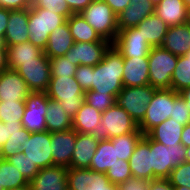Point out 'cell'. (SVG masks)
<instances>
[{
    "label": "cell",
    "mask_w": 190,
    "mask_h": 190,
    "mask_svg": "<svg viewBox=\"0 0 190 190\" xmlns=\"http://www.w3.org/2000/svg\"><path fill=\"white\" fill-rule=\"evenodd\" d=\"M51 150V133L47 130L30 133L29 138L21 146V152L39 169L53 166Z\"/></svg>",
    "instance_id": "cell-12"
},
{
    "label": "cell",
    "mask_w": 190,
    "mask_h": 190,
    "mask_svg": "<svg viewBox=\"0 0 190 190\" xmlns=\"http://www.w3.org/2000/svg\"><path fill=\"white\" fill-rule=\"evenodd\" d=\"M12 190H31V187H30V185H26V186H23V187H20V188L12 189Z\"/></svg>",
    "instance_id": "cell-59"
},
{
    "label": "cell",
    "mask_w": 190,
    "mask_h": 190,
    "mask_svg": "<svg viewBox=\"0 0 190 190\" xmlns=\"http://www.w3.org/2000/svg\"><path fill=\"white\" fill-rule=\"evenodd\" d=\"M149 190H175L168 179L157 178L149 182Z\"/></svg>",
    "instance_id": "cell-51"
},
{
    "label": "cell",
    "mask_w": 190,
    "mask_h": 190,
    "mask_svg": "<svg viewBox=\"0 0 190 190\" xmlns=\"http://www.w3.org/2000/svg\"><path fill=\"white\" fill-rule=\"evenodd\" d=\"M31 92H46L51 78L50 59L43 53L37 61L22 62L16 69Z\"/></svg>",
    "instance_id": "cell-10"
},
{
    "label": "cell",
    "mask_w": 190,
    "mask_h": 190,
    "mask_svg": "<svg viewBox=\"0 0 190 190\" xmlns=\"http://www.w3.org/2000/svg\"><path fill=\"white\" fill-rule=\"evenodd\" d=\"M181 144L184 147L190 146V123L184 126V129L181 133Z\"/></svg>",
    "instance_id": "cell-54"
},
{
    "label": "cell",
    "mask_w": 190,
    "mask_h": 190,
    "mask_svg": "<svg viewBox=\"0 0 190 190\" xmlns=\"http://www.w3.org/2000/svg\"><path fill=\"white\" fill-rule=\"evenodd\" d=\"M106 176L113 184L118 185L122 182H126L132 177L129 161L118 159L117 163H115L108 169V171L106 172Z\"/></svg>",
    "instance_id": "cell-42"
},
{
    "label": "cell",
    "mask_w": 190,
    "mask_h": 190,
    "mask_svg": "<svg viewBox=\"0 0 190 190\" xmlns=\"http://www.w3.org/2000/svg\"><path fill=\"white\" fill-rule=\"evenodd\" d=\"M67 186L69 190H112L106 173L89 168H68Z\"/></svg>",
    "instance_id": "cell-13"
},
{
    "label": "cell",
    "mask_w": 190,
    "mask_h": 190,
    "mask_svg": "<svg viewBox=\"0 0 190 190\" xmlns=\"http://www.w3.org/2000/svg\"><path fill=\"white\" fill-rule=\"evenodd\" d=\"M112 45L121 53L123 58L148 57L152 48L136 27L118 31Z\"/></svg>",
    "instance_id": "cell-14"
},
{
    "label": "cell",
    "mask_w": 190,
    "mask_h": 190,
    "mask_svg": "<svg viewBox=\"0 0 190 190\" xmlns=\"http://www.w3.org/2000/svg\"><path fill=\"white\" fill-rule=\"evenodd\" d=\"M66 21L67 19L60 14H55L44 8L30 7L28 21L29 41L44 51L50 33Z\"/></svg>",
    "instance_id": "cell-3"
},
{
    "label": "cell",
    "mask_w": 190,
    "mask_h": 190,
    "mask_svg": "<svg viewBox=\"0 0 190 190\" xmlns=\"http://www.w3.org/2000/svg\"><path fill=\"white\" fill-rule=\"evenodd\" d=\"M25 101L0 102V121L3 123H16L22 121Z\"/></svg>",
    "instance_id": "cell-38"
},
{
    "label": "cell",
    "mask_w": 190,
    "mask_h": 190,
    "mask_svg": "<svg viewBox=\"0 0 190 190\" xmlns=\"http://www.w3.org/2000/svg\"><path fill=\"white\" fill-rule=\"evenodd\" d=\"M68 168L64 166H49L40 169L29 181L31 190H66Z\"/></svg>",
    "instance_id": "cell-18"
},
{
    "label": "cell",
    "mask_w": 190,
    "mask_h": 190,
    "mask_svg": "<svg viewBox=\"0 0 190 190\" xmlns=\"http://www.w3.org/2000/svg\"><path fill=\"white\" fill-rule=\"evenodd\" d=\"M8 69L7 49H0V73Z\"/></svg>",
    "instance_id": "cell-55"
},
{
    "label": "cell",
    "mask_w": 190,
    "mask_h": 190,
    "mask_svg": "<svg viewBox=\"0 0 190 190\" xmlns=\"http://www.w3.org/2000/svg\"><path fill=\"white\" fill-rule=\"evenodd\" d=\"M7 160L21 172L28 182L40 171L39 167L35 163H32L27 158V155H24L21 151L14 156L8 157Z\"/></svg>",
    "instance_id": "cell-39"
},
{
    "label": "cell",
    "mask_w": 190,
    "mask_h": 190,
    "mask_svg": "<svg viewBox=\"0 0 190 190\" xmlns=\"http://www.w3.org/2000/svg\"><path fill=\"white\" fill-rule=\"evenodd\" d=\"M185 56L187 57L188 60H190V50L187 52Z\"/></svg>",
    "instance_id": "cell-64"
},
{
    "label": "cell",
    "mask_w": 190,
    "mask_h": 190,
    "mask_svg": "<svg viewBox=\"0 0 190 190\" xmlns=\"http://www.w3.org/2000/svg\"><path fill=\"white\" fill-rule=\"evenodd\" d=\"M117 160L116 145H113L110 139L101 137L89 169L106 173L111 166L117 163Z\"/></svg>",
    "instance_id": "cell-31"
},
{
    "label": "cell",
    "mask_w": 190,
    "mask_h": 190,
    "mask_svg": "<svg viewBox=\"0 0 190 190\" xmlns=\"http://www.w3.org/2000/svg\"><path fill=\"white\" fill-rule=\"evenodd\" d=\"M173 186H185L190 188V163L183 162L175 167L167 178Z\"/></svg>",
    "instance_id": "cell-45"
},
{
    "label": "cell",
    "mask_w": 190,
    "mask_h": 190,
    "mask_svg": "<svg viewBox=\"0 0 190 190\" xmlns=\"http://www.w3.org/2000/svg\"><path fill=\"white\" fill-rule=\"evenodd\" d=\"M183 129L184 125L176 122L173 118H168L154 127L147 135L165 146H176V144H181Z\"/></svg>",
    "instance_id": "cell-30"
},
{
    "label": "cell",
    "mask_w": 190,
    "mask_h": 190,
    "mask_svg": "<svg viewBox=\"0 0 190 190\" xmlns=\"http://www.w3.org/2000/svg\"><path fill=\"white\" fill-rule=\"evenodd\" d=\"M80 15L103 38L113 43L118 34L117 15L103 0H93Z\"/></svg>",
    "instance_id": "cell-4"
},
{
    "label": "cell",
    "mask_w": 190,
    "mask_h": 190,
    "mask_svg": "<svg viewBox=\"0 0 190 190\" xmlns=\"http://www.w3.org/2000/svg\"><path fill=\"white\" fill-rule=\"evenodd\" d=\"M23 125L21 121H16V123H3L0 121V148L8 140L11 134L18 132L22 129Z\"/></svg>",
    "instance_id": "cell-47"
},
{
    "label": "cell",
    "mask_w": 190,
    "mask_h": 190,
    "mask_svg": "<svg viewBox=\"0 0 190 190\" xmlns=\"http://www.w3.org/2000/svg\"><path fill=\"white\" fill-rule=\"evenodd\" d=\"M29 185L21 172L7 159L0 158V186L5 190H12Z\"/></svg>",
    "instance_id": "cell-34"
},
{
    "label": "cell",
    "mask_w": 190,
    "mask_h": 190,
    "mask_svg": "<svg viewBox=\"0 0 190 190\" xmlns=\"http://www.w3.org/2000/svg\"><path fill=\"white\" fill-rule=\"evenodd\" d=\"M178 56L163 47H152L148 54L149 84L155 89L171 88V77L177 66Z\"/></svg>",
    "instance_id": "cell-5"
},
{
    "label": "cell",
    "mask_w": 190,
    "mask_h": 190,
    "mask_svg": "<svg viewBox=\"0 0 190 190\" xmlns=\"http://www.w3.org/2000/svg\"><path fill=\"white\" fill-rule=\"evenodd\" d=\"M175 190H190V188L185 186H174Z\"/></svg>",
    "instance_id": "cell-60"
},
{
    "label": "cell",
    "mask_w": 190,
    "mask_h": 190,
    "mask_svg": "<svg viewBox=\"0 0 190 190\" xmlns=\"http://www.w3.org/2000/svg\"><path fill=\"white\" fill-rule=\"evenodd\" d=\"M29 8L10 10L9 21L5 31V43L9 47L29 41Z\"/></svg>",
    "instance_id": "cell-21"
},
{
    "label": "cell",
    "mask_w": 190,
    "mask_h": 190,
    "mask_svg": "<svg viewBox=\"0 0 190 190\" xmlns=\"http://www.w3.org/2000/svg\"><path fill=\"white\" fill-rule=\"evenodd\" d=\"M123 59V87H138L149 85L148 57Z\"/></svg>",
    "instance_id": "cell-24"
},
{
    "label": "cell",
    "mask_w": 190,
    "mask_h": 190,
    "mask_svg": "<svg viewBox=\"0 0 190 190\" xmlns=\"http://www.w3.org/2000/svg\"><path fill=\"white\" fill-rule=\"evenodd\" d=\"M149 180L131 177L126 182L118 184L119 190H149Z\"/></svg>",
    "instance_id": "cell-48"
},
{
    "label": "cell",
    "mask_w": 190,
    "mask_h": 190,
    "mask_svg": "<svg viewBox=\"0 0 190 190\" xmlns=\"http://www.w3.org/2000/svg\"><path fill=\"white\" fill-rule=\"evenodd\" d=\"M76 68L77 66L65 56L50 59L51 77H75Z\"/></svg>",
    "instance_id": "cell-41"
},
{
    "label": "cell",
    "mask_w": 190,
    "mask_h": 190,
    "mask_svg": "<svg viewBox=\"0 0 190 190\" xmlns=\"http://www.w3.org/2000/svg\"><path fill=\"white\" fill-rule=\"evenodd\" d=\"M187 9L190 11V0H183Z\"/></svg>",
    "instance_id": "cell-61"
},
{
    "label": "cell",
    "mask_w": 190,
    "mask_h": 190,
    "mask_svg": "<svg viewBox=\"0 0 190 190\" xmlns=\"http://www.w3.org/2000/svg\"><path fill=\"white\" fill-rule=\"evenodd\" d=\"M136 28L151 47H158L162 45L169 27L153 13L138 24Z\"/></svg>",
    "instance_id": "cell-28"
},
{
    "label": "cell",
    "mask_w": 190,
    "mask_h": 190,
    "mask_svg": "<svg viewBox=\"0 0 190 190\" xmlns=\"http://www.w3.org/2000/svg\"><path fill=\"white\" fill-rule=\"evenodd\" d=\"M185 150H186L185 161L190 163V146L185 147Z\"/></svg>",
    "instance_id": "cell-57"
},
{
    "label": "cell",
    "mask_w": 190,
    "mask_h": 190,
    "mask_svg": "<svg viewBox=\"0 0 190 190\" xmlns=\"http://www.w3.org/2000/svg\"><path fill=\"white\" fill-rule=\"evenodd\" d=\"M150 152L153 167V179H167L171 171L185 162L186 150L182 144L165 146L150 138Z\"/></svg>",
    "instance_id": "cell-6"
},
{
    "label": "cell",
    "mask_w": 190,
    "mask_h": 190,
    "mask_svg": "<svg viewBox=\"0 0 190 190\" xmlns=\"http://www.w3.org/2000/svg\"><path fill=\"white\" fill-rule=\"evenodd\" d=\"M124 59L111 45L103 60L94 66L91 74V90L102 94L117 96L123 88Z\"/></svg>",
    "instance_id": "cell-1"
},
{
    "label": "cell",
    "mask_w": 190,
    "mask_h": 190,
    "mask_svg": "<svg viewBox=\"0 0 190 190\" xmlns=\"http://www.w3.org/2000/svg\"><path fill=\"white\" fill-rule=\"evenodd\" d=\"M170 118L176 122L186 125L190 123V110L188 109L185 100L179 96L178 92L173 90V110Z\"/></svg>",
    "instance_id": "cell-43"
},
{
    "label": "cell",
    "mask_w": 190,
    "mask_h": 190,
    "mask_svg": "<svg viewBox=\"0 0 190 190\" xmlns=\"http://www.w3.org/2000/svg\"><path fill=\"white\" fill-rule=\"evenodd\" d=\"M143 137L141 132H130L110 139L116 145L118 159L129 161L138 141Z\"/></svg>",
    "instance_id": "cell-35"
},
{
    "label": "cell",
    "mask_w": 190,
    "mask_h": 190,
    "mask_svg": "<svg viewBox=\"0 0 190 190\" xmlns=\"http://www.w3.org/2000/svg\"><path fill=\"white\" fill-rule=\"evenodd\" d=\"M155 6L158 5L162 0H150Z\"/></svg>",
    "instance_id": "cell-62"
},
{
    "label": "cell",
    "mask_w": 190,
    "mask_h": 190,
    "mask_svg": "<svg viewBox=\"0 0 190 190\" xmlns=\"http://www.w3.org/2000/svg\"><path fill=\"white\" fill-rule=\"evenodd\" d=\"M44 53L43 50L33 45L30 41L18 43L7 47L8 68L16 70L22 62L37 61Z\"/></svg>",
    "instance_id": "cell-29"
},
{
    "label": "cell",
    "mask_w": 190,
    "mask_h": 190,
    "mask_svg": "<svg viewBox=\"0 0 190 190\" xmlns=\"http://www.w3.org/2000/svg\"><path fill=\"white\" fill-rule=\"evenodd\" d=\"M67 24L74 42H110L103 39L80 14H72Z\"/></svg>",
    "instance_id": "cell-33"
},
{
    "label": "cell",
    "mask_w": 190,
    "mask_h": 190,
    "mask_svg": "<svg viewBox=\"0 0 190 190\" xmlns=\"http://www.w3.org/2000/svg\"><path fill=\"white\" fill-rule=\"evenodd\" d=\"M173 110V89H156L138 129L147 135L154 127L170 118Z\"/></svg>",
    "instance_id": "cell-8"
},
{
    "label": "cell",
    "mask_w": 190,
    "mask_h": 190,
    "mask_svg": "<svg viewBox=\"0 0 190 190\" xmlns=\"http://www.w3.org/2000/svg\"><path fill=\"white\" fill-rule=\"evenodd\" d=\"M46 111V127L50 133L72 128V118L65 112L59 101L48 98Z\"/></svg>",
    "instance_id": "cell-32"
},
{
    "label": "cell",
    "mask_w": 190,
    "mask_h": 190,
    "mask_svg": "<svg viewBox=\"0 0 190 190\" xmlns=\"http://www.w3.org/2000/svg\"><path fill=\"white\" fill-rule=\"evenodd\" d=\"M72 14H80L93 0H65Z\"/></svg>",
    "instance_id": "cell-50"
},
{
    "label": "cell",
    "mask_w": 190,
    "mask_h": 190,
    "mask_svg": "<svg viewBox=\"0 0 190 190\" xmlns=\"http://www.w3.org/2000/svg\"><path fill=\"white\" fill-rule=\"evenodd\" d=\"M154 13L168 27L184 24L190 20V11L187 9L183 0H162L155 6Z\"/></svg>",
    "instance_id": "cell-25"
},
{
    "label": "cell",
    "mask_w": 190,
    "mask_h": 190,
    "mask_svg": "<svg viewBox=\"0 0 190 190\" xmlns=\"http://www.w3.org/2000/svg\"><path fill=\"white\" fill-rule=\"evenodd\" d=\"M100 138L99 135L76 132V142L70 168H89Z\"/></svg>",
    "instance_id": "cell-20"
},
{
    "label": "cell",
    "mask_w": 190,
    "mask_h": 190,
    "mask_svg": "<svg viewBox=\"0 0 190 190\" xmlns=\"http://www.w3.org/2000/svg\"><path fill=\"white\" fill-rule=\"evenodd\" d=\"M101 117L102 112L84 101L72 118V128L78 133L99 135Z\"/></svg>",
    "instance_id": "cell-26"
},
{
    "label": "cell",
    "mask_w": 190,
    "mask_h": 190,
    "mask_svg": "<svg viewBox=\"0 0 190 190\" xmlns=\"http://www.w3.org/2000/svg\"><path fill=\"white\" fill-rule=\"evenodd\" d=\"M31 90L16 70L6 69L0 73V102L25 101Z\"/></svg>",
    "instance_id": "cell-19"
},
{
    "label": "cell",
    "mask_w": 190,
    "mask_h": 190,
    "mask_svg": "<svg viewBox=\"0 0 190 190\" xmlns=\"http://www.w3.org/2000/svg\"><path fill=\"white\" fill-rule=\"evenodd\" d=\"M111 45V42H74L64 56L76 66H95L103 60Z\"/></svg>",
    "instance_id": "cell-15"
},
{
    "label": "cell",
    "mask_w": 190,
    "mask_h": 190,
    "mask_svg": "<svg viewBox=\"0 0 190 190\" xmlns=\"http://www.w3.org/2000/svg\"><path fill=\"white\" fill-rule=\"evenodd\" d=\"M46 93L48 98L59 101L71 118L75 116L85 100V92L75 77H51Z\"/></svg>",
    "instance_id": "cell-2"
},
{
    "label": "cell",
    "mask_w": 190,
    "mask_h": 190,
    "mask_svg": "<svg viewBox=\"0 0 190 190\" xmlns=\"http://www.w3.org/2000/svg\"><path fill=\"white\" fill-rule=\"evenodd\" d=\"M105 1L116 15H119L129 5L131 0H103Z\"/></svg>",
    "instance_id": "cell-52"
},
{
    "label": "cell",
    "mask_w": 190,
    "mask_h": 190,
    "mask_svg": "<svg viewBox=\"0 0 190 190\" xmlns=\"http://www.w3.org/2000/svg\"><path fill=\"white\" fill-rule=\"evenodd\" d=\"M190 87V60L186 56H178L177 66L171 77V89L179 92Z\"/></svg>",
    "instance_id": "cell-36"
},
{
    "label": "cell",
    "mask_w": 190,
    "mask_h": 190,
    "mask_svg": "<svg viewBox=\"0 0 190 190\" xmlns=\"http://www.w3.org/2000/svg\"><path fill=\"white\" fill-rule=\"evenodd\" d=\"M30 136V132L24 127L10 135L8 140L0 148V158L7 159L21 151V146Z\"/></svg>",
    "instance_id": "cell-37"
},
{
    "label": "cell",
    "mask_w": 190,
    "mask_h": 190,
    "mask_svg": "<svg viewBox=\"0 0 190 190\" xmlns=\"http://www.w3.org/2000/svg\"><path fill=\"white\" fill-rule=\"evenodd\" d=\"M161 47L176 56H185L190 50V20L170 26Z\"/></svg>",
    "instance_id": "cell-23"
},
{
    "label": "cell",
    "mask_w": 190,
    "mask_h": 190,
    "mask_svg": "<svg viewBox=\"0 0 190 190\" xmlns=\"http://www.w3.org/2000/svg\"><path fill=\"white\" fill-rule=\"evenodd\" d=\"M132 177L153 180V167L150 152V137L143 135L129 159Z\"/></svg>",
    "instance_id": "cell-17"
},
{
    "label": "cell",
    "mask_w": 190,
    "mask_h": 190,
    "mask_svg": "<svg viewBox=\"0 0 190 190\" xmlns=\"http://www.w3.org/2000/svg\"><path fill=\"white\" fill-rule=\"evenodd\" d=\"M84 101L98 111L104 112L109 107L115 105L116 97L112 94H102L93 90H88L85 92Z\"/></svg>",
    "instance_id": "cell-40"
},
{
    "label": "cell",
    "mask_w": 190,
    "mask_h": 190,
    "mask_svg": "<svg viewBox=\"0 0 190 190\" xmlns=\"http://www.w3.org/2000/svg\"><path fill=\"white\" fill-rule=\"evenodd\" d=\"M178 93H179V96L185 100L186 105L188 109L190 110V87H186L182 89L181 91H179Z\"/></svg>",
    "instance_id": "cell-56"
},
{
    "label": "cell",
    "mask_w": 190,
    "mask_h": 190,
    "mask_svg": "<svg viewBox=\"0 0 190 190\" xmlns=\"http://www.w3.org/2000/svg\"><path fill=\"white\" fill-rule=\"evenodd\" d=\"M130 132H141L129 113L116 104L102 112L99 136L112 139Z\"/></svg>",
    "instance_id": "cell-9"
},
{
    "label": "cell",
    "mask_w": 190,
    "mask_h": 190,
    "mask_svg": "<svg viewBox=\"0 0 190 190\" xmlns=\"http://www.w3.org/2000/svg\"><path fill=\"white\" fill-rule=\"evenodd\" d=\"M10 10L0 7V38H4L9 21Z\"/></svg>",
    "instance_id": "cell-53"
},
{
    "label": "cell",
    "mask_w": 190,
    "mask_h": 190,
    "mask_svg": "<svg viewBox=\"0 0 190 190\" xmlns=\"http://www.w3.org/2000/svg\"><path fill=\"white\" fill-rule=\"evenodd\" d=\"M155 90L150 84L138 87H123L116 96L115 104L125 109L139 125L144 119L147 105L151 101Z\"/></svg>",
    "instance_id": "cell-7"
},
{
    "label": "cell",
    "mask_w": 190,
    "mask_h": 190,
    "mask_svg": "<svg viewBox=\"0 0 190 190\" xmlns=\"http://www.w3.org/2000/svg\"><path fill=\"white\" fill-rule=\"evenodd\" d=\"M31 7L44 8L55 14L62 15L66 19L72 15L65 0H32Z\"/></svg>",
    "instance_id": "cell-44"
},
{
    "label": "cell",
    "mask_w": 190,
    "mask_h": 190,
    "mask_svg": "<svg viewBox=\"0 0 190 190\" xmlns=\"http://www.w3.org/2000/svg\"><path fill=\"white\" fill-rule=\"evenodd\" d=\"M0 49H7L5 38H0Z\"/></svg>",
    "instance_id": "cell-58"
},
{
    "label": "cell",
    "mask_w": 190,
    "mask_h": 190,
    "mask_svg": "<svg viewBox=\"0 0 190 190\" xmlns=\"http://www.w3.org/2000/svg\"><path fill=\"white\" fill-rule=\"evenodd\" d=\"M93 72L94 66L79 65L76 68L75 79L84 92L91 90V74Z\"/></svg>",
    "instance_id": "cell-46"
},
{
    "label": "cell",
    "mask_w": 190,
    "mask_h": 190,
    "mask_svg": "<svg viewBox=\"0 0 190 190\" xmlns=\"http://www.w3.org/2000/svg\"><path fill=\"white\" fill-rule=\"evenodd\" d=\"M75 142L76 131L73 128L51 133L53 165L70 168Z\"/></svg>",
    "instance_id": "cell-16"
},
{
    "label": "cell",
    "mask_w": 190,
    "mask_h": 190,
    "mask_svg": "<svg viewBox=\"0 0 190 190\" xmlns=\"http://www.w3.org/2000/svg\"><path fill=\"white\" fill-rule=\"evenodd\" d=\"M155 5L150 0H131L130 5L117 15L118 31L136 27L154 13Z\"/></svg>",
    "instance_id": "cell-22"
},
{
    "label": "cell",
    "mask_w": 190,
    "mask_h": 190,
    "mask_svg": "<svg viewBox=\"0 0 190 190\" xmlns=\"http://www.w3.org/2000/svg\"><path fill=\"white\" fill-rule=\"evenodd\" d=\"M48 105L46 92H31L25 99L22 125L30 133L47 130L45 114Z\"/></svg>",
    "instance_id": "cell-11"
},
{
    "label": "cell",
    "mask_w": 190,
    "mask_h": 190,
    "mask_svg": "<svg viewBox=\"0 0 190 190\" xmlns=\"http://www.w3.org/2000/svg\"><path fill=\"white\" fill-rule=\"evenodd\" d=\"M74 44L67 21L50 33L44 54L49 58L64 56Z\"/></svg>",
    "instance_id": "cell-27"
},
{
    "label": "cell",
    "mask_w": 190,
    "mask_h": 190,
    "mask_svg": "<svg viewBox=\"0 0 190 190\" xmlns=\"http://www.w3.org/2000/svg\"><path fill=\"white\" fill-rule=\"evenodd\" d=\"M31 6L32 0H0V7L8 10H20Z\"/></svg>",
    "instance_id": "cell-49"
},
{
    "label": "cell",
    "mask_w": 190,
    "mask_h": 190,
    "mask_svg": "<svg viewBox=\"0 0 190 190\" xmlns=\"http://www.w3.org/2000/svg\"><path fill=\"white\" fill-rule=\"evenodd\" d=\"M112 190H119L118 185L112 183Z\"/></svg>",
    "instance_id": "cell-63"
}]
</instances>
